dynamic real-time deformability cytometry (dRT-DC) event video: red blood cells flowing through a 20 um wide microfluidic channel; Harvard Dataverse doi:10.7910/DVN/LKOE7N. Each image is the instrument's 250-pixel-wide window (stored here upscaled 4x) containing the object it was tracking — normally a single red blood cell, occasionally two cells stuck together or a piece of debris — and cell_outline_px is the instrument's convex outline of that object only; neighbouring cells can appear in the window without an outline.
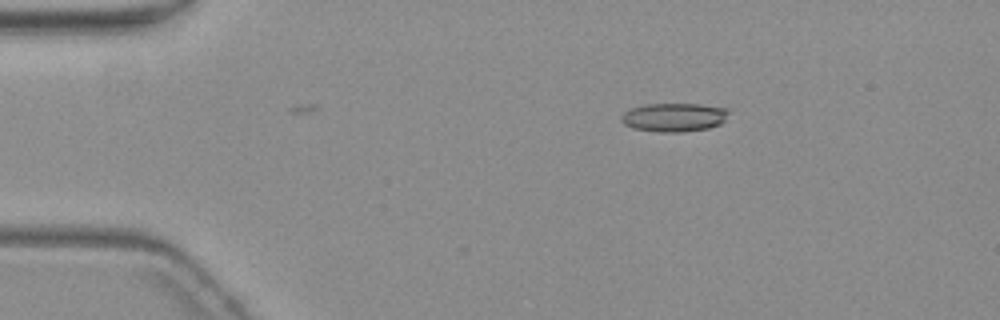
{"species": "common noctule bat (a hibernating species)", "species_latin": "Nyctalus noctula", "temperature_condition": "warm", "stored_images_in_passage": 4, "camera_frame_rate_fps": 3000, "um_per_image_px": 0.085, "animal": {"sex": "female", "body_mass_g": 19.3, "forearm_length_mm": 54.1}, "frame": {"image": 1, "passage_image": 2, "time_ms": 1.0, "image_size_px": [1000, 320], "cell_outline_px": [[728, 112], [724, 120], [720, 124], [708, 128], [680, 132], [660, 132], [632, 128], [624, 124], [620, 120], [620, 116], [624, 112], [632, 108], [644, 104], [700, 104], [728, 108]], "centroid_in_image_um": [57.27, 9.96], "position_along_channel_um": 27.7, "area_um2": 17.92}}